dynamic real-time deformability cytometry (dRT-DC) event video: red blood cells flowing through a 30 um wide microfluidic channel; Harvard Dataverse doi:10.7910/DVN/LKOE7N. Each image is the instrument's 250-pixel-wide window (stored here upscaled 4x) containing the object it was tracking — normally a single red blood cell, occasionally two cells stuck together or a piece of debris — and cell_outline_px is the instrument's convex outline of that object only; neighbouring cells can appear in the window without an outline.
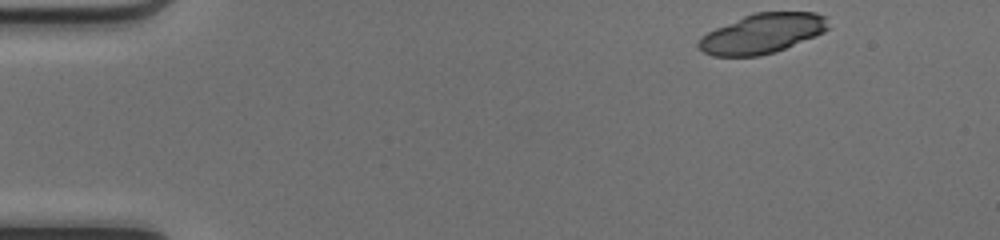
{"species": "common noctule bat (a hibernating species)", "species_latin": "Nyctalus noctula", "temperature_condition": "cold", "stored_images_in_passage": 44, "camera_frame_rate_fps": 3000, "um_per_image_px": 0.085, "animal": {"sex": "female", "body_mass_g": 17.0, "forearm_length_mm": 48.0}, "frame": {"image": 1, "passage_image": 1, "time_ms": 0.0, "image_size_px": [1000, 240], "cell_outline_px": [[828, 28], [824, 32], [816, 36], [776, 52], [760, 56], [712, 56], [704, 52], [696, 44], [700, 36], [716, 28], [752, 12], [816, 12], [828, 16]], "centroid_in_image_um": [64.81, 2.84], "position_along_channel_um": 20.2, "area_um2": 30.29}, "authors_computed_cell_mechanics": {"area_um2": 18.5249, "velocity_mm_per_s": 4.1602, "shape_relaxation_time_tau1_ms": 10.0232, "shape_relaxation_time_tau2_ms": null, "deformation_change_tau1": 0.218, "deformation_change_tau2": null}}